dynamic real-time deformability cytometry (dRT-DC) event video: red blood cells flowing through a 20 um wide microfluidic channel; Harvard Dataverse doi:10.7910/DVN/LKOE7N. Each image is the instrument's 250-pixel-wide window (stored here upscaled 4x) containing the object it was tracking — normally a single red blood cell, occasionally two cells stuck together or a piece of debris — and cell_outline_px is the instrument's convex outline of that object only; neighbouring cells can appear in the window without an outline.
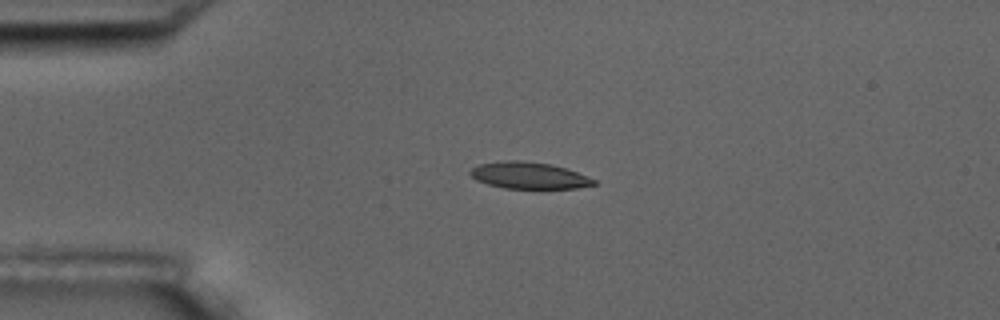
{"species": "common noctule bat (a hibernating species)", "species_latin": "Nyctalus noctula", "temperature_condition": "room temperature", "stored_images_in_passage": 2, "camera_frame_rate_fps": 3000, "um_per_image_px": 0.085, "animal": {"sex": "male", "body_mass_g": 17.5, "forearm_length_mm": 52.3}, "frame": {"image": 1, "passage_image": 1, "time_ms": 0.0, "image_size_px": [1000, 320], "cell_outline_px": [[596, 184], [576, 188], [504, 188], [488, 184], [476, 180], [468, 172], [472, 168], [480, 164], [508, 160], [520, 160], [552, 164], [576, 172], [596, 180]], "centroid_in_image_um": [44.94, 14.91], "position_along_channel_um": 40.1, "area_um2": 18.96}}